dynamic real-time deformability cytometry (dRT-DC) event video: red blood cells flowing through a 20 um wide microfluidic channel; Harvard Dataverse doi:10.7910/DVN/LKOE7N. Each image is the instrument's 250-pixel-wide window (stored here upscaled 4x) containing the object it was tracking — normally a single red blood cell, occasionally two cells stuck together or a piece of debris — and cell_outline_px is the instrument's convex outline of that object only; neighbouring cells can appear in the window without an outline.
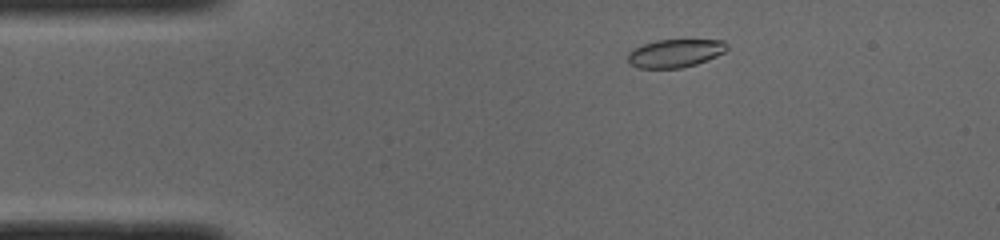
{"species": "common noctule bat (a hibernating species)", "species_latin": "Nyctalus noctula", "temperature_condition": "cold", "stored_images_in_passage": 47, "camera_frame_rate_fps": 3000, "um_per_image_px": 0.085, "animal": {"sex": "male", "body_mass_g": 19.0, "forearm_length_mm": 50.8}, "frame": {"image": 1, "passage_image": 5, "time_ms": 1.333, "image_size_px": [1000, 240], "cell_outline_px": [[728, 48], [724, 52], [716, 56], [696, 64], [680, 68], [636, 68], [628, 64], [628, 52], [644, 44], [656, 40], [724, 40], [728, 44]], "centroid_in_image_um": [57.38, 4.53], "position_along_channel_um": 27.6, "area_um2": 16.24}}
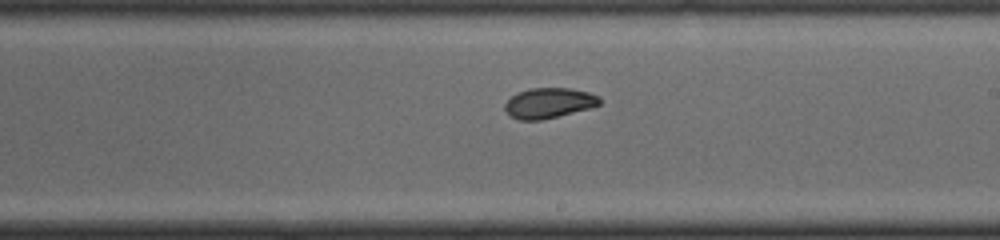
{"frame": {"image": 2, "passage_image": 25, "time_ms": 8.0, "image_size_px": [1000, 240], "cell_outline_px": [[600, 104], [588, 108], [540, 120], [520, 120], [512, 116], [504, 108], [504, 104], [512, 96], [528, 88], [568, 88], [588, 92], [596, 96], [600, 100]], "centroid_in_image_um": [46.62, 8.75], "position_along_channel_um": 242.4, "area_um2": 16.24}}
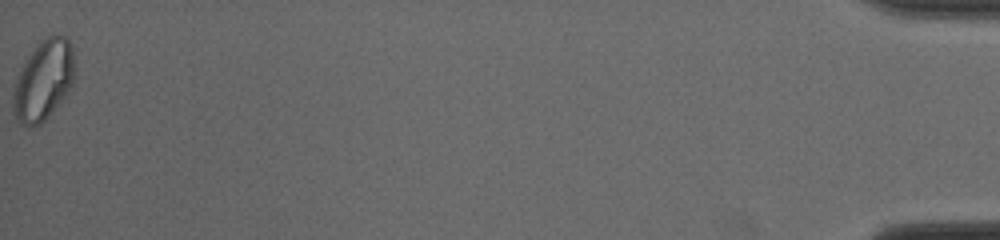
{"frame": {"image": 3, "passage_image": 47, "time_ms": 15.333, "image_size_px": [1000, 240], "cell_outline_px": [[72, 84], [64, 96], [48, 116], [40, 124], [28, 128], [20, 124], [16, 120], [12, 112], [12, 88], [20, 68], [28, 56], [52, 32], [64, 36], [72, 44]], "centroid_in_image_um": [3.62, 6.87], "position_along_channel_um": 431.6, "area_um2": 28.5}, "authors_computed_cell_mechanics": {"area_um2": 17.2822, "velocity_mm_per_s": 3.9782, "shape_relaxation_time_tau1_ms": 5.4623, "shape_relaxation_time_tau2_ms": 3.5504, "deformation_change_tau1": 0.1722, "deformation_change_tau2": 0.0675}}